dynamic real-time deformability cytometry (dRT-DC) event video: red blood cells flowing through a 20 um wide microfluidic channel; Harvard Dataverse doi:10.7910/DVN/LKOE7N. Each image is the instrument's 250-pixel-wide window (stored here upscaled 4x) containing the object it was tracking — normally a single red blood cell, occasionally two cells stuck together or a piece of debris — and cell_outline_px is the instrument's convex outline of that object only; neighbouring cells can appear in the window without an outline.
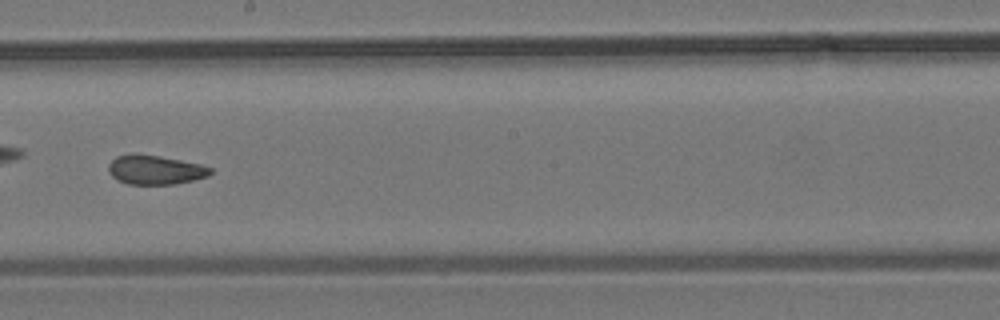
{"species": "common noctule bat (a hibernating species)", "species_latin": "Nyctalus noctula", "temperature_condition": "room temperature", "stored_images_in_passage": 52, "camera_frame_rate_fps": 3000, "um_per_image_px": 0.085, "animal": {"sex": "male", "body_mass_g": 19.2, "forearm_length_mm": 51.8}, "frame": {"image": 1, "passage_image": 30, "time_ms": 9.667, "image_size_px": [1000, 320], "cell_outline_px": [[212, 172], [208, 176], [176, 184], [128, 184], [116, 180], [108, 172], [108, 164], [116, 156], [160, 156], [200, 164], [212, 168]], "centroid_in_image_um": [13.2, 14.47], "position_along_channel_um": 235.0, "area_um2": 16.94}}